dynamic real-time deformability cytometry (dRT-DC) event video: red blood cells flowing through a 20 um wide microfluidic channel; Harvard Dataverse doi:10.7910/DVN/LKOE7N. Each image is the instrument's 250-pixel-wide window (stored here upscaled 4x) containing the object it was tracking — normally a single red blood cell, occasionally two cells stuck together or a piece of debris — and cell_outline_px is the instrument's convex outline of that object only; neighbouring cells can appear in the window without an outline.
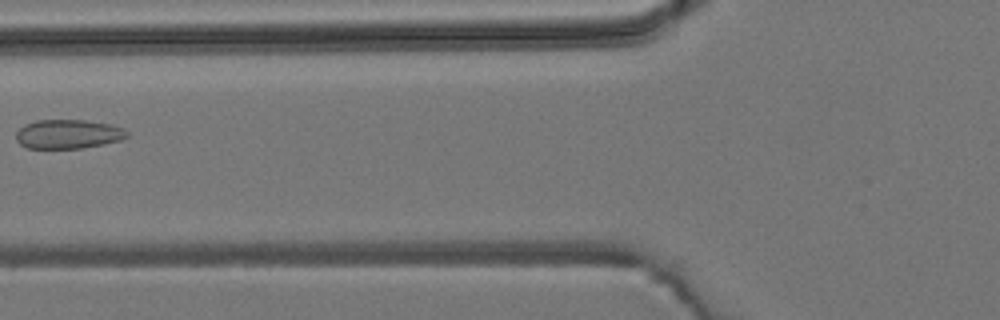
{"species": "common noctule bat (a hibernating species)", "species_latin": "Nyctalus noctula", "temperature_condition": "room temperature", "stored_images_in_passage": 7, "camera_frame_rate_fps": 3000, "um_per_image_px": 0.085, "animal": {"sex": "male", "body_mass_g": 19.2, "forearm_length_mm": 51.8}, "frame": {"image": 1, "passage_image": 6, "time_ms": 6.667, "image_size_px": [1000, 320], "cell_outline_px": [[128, 136], [120, 140], [104, 144], [80, 148], [28, 148], [20, 144], [16, 140], [16, 132], [24, 124], [36, 120], [84, 120], [108, 124], [124, 128], [128, 132]], "centroid_in_image_um": [5.77, 11.39], "position_along_channel_um": 120.0, "area_um2": 18.79}}
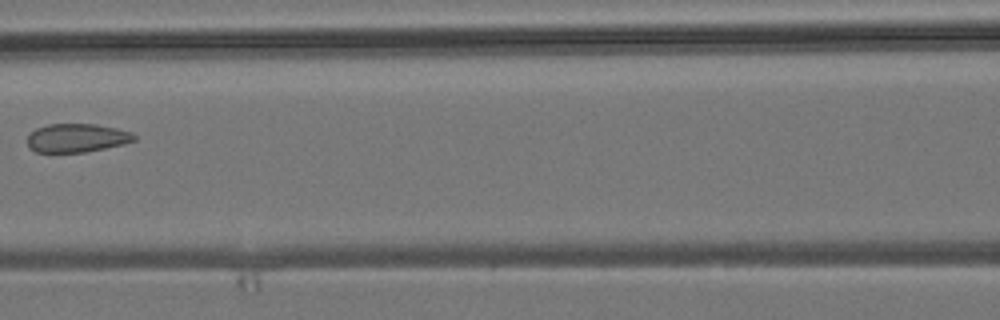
{"frame": {"image": 2, "passage_image": 7, "time_ms": 7.667, "image_size_px": [1000, 320], "cell_outline_px": [[136, 140], [124, 144], [84, 152], [36, 152], [28, 148], [28, 136], [36, 128], [48, 124], [96, 124], [116, 128], [132, 132], [136, 136]], "centroid_in_image_um": [6.53, 11.72], "position_along_channel_um": 160.1, "area_um2": 17.8}}